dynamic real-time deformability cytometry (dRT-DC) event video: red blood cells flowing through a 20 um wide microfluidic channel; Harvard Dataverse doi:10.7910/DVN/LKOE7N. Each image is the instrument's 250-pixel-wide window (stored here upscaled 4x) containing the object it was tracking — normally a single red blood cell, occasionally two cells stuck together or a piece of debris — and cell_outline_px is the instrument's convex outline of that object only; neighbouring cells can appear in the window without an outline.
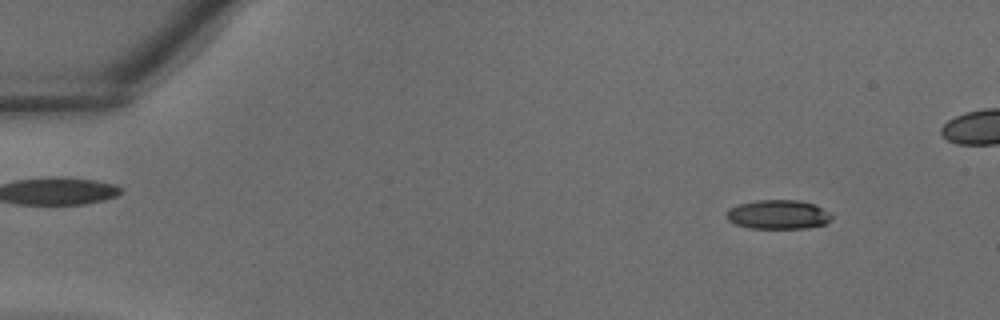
{"species": "common noctule bat (a hibernating species)", "species_latin": "Nyctalus noctula", "temperature_condition": "warm", "stored_images_in_passage": 6, "camera_frame_rate_fps": 3000, "um_per_image_px": 0.085, "animal": {"sex": "male", "body_mass_g": 18.8}, "frame": {"image": 1, "passage_image": 4, "time_ms": 1.0, "image_size_px": [1000, 320], "cell_outline_px": [[832, 220], [824, 224], [804, 228], [748, 228], [736, 224], [728, 220], [724, 216], [728, 208], [740, 204], [756, 200], [796, 200], [816, 204], [828, 212], [832, 216]], "centroid_in_image_um": [66.11, 18.23], "position_along_channel_um": 18.9, "area_um2": 17.92}}